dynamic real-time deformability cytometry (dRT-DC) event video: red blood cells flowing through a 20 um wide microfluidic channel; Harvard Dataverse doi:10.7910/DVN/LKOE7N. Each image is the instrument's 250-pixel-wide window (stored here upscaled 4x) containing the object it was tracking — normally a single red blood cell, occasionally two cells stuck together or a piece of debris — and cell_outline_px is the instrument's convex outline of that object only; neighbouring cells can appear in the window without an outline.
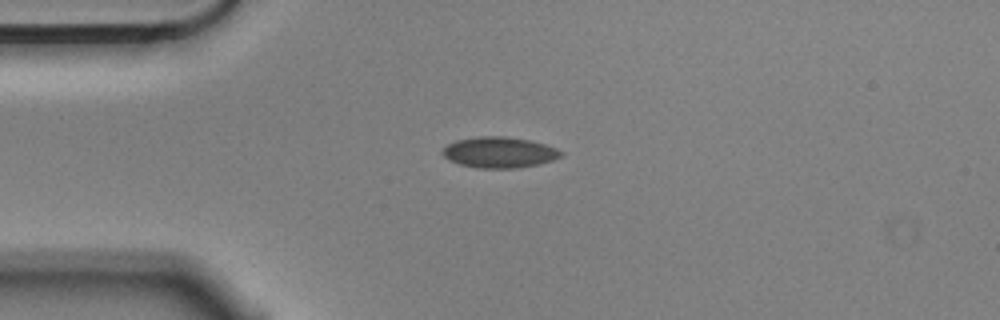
{"species": "Egyptian fruit bat (a non-hibernating species)", "species_latin": "Rousettus aegyptiacus", "temperature_condition": "cold", "stored_images_in_passage": 4, "camera_frame_rate_fps": 3000, "um_per_image_px": 0.085, "animal": {"sex": "male"}, "frame": {"image": 1, "passage_image": 4, "time_ms": 1.0, "image_size_px": [1000, 320], "cell_outline_px": [[564, 152], [560, 156], [552, 160], [536, 164], [516, 168], [476, 168], [460, 164], [448, 160], [440, 152], [448, 144], [456, 140], [480, 136], [504, 136], [528, 140], [544, 144], [556, 148]], "centroid_in_image_um": [42.4, 12.95], "position_along_channel_um": 42.6, "area_um2": 21.15}}